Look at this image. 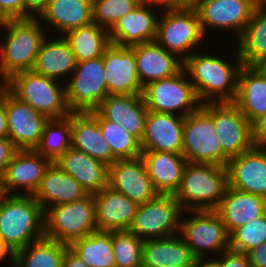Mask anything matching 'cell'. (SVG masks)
Wrapping results in <instances>:
<instances>
[{
    "label": "cell",
    "mask_w": 266,
    "mask_h": 267,
    "mask_svg": "<svg viewBox=\"0 0 266 267\" xmlns=\"http://www.w3.org/2000/svg\"><path fill=\"white\" fill-rule=\"evenodd\" d=\"M15 151L16 149L8 138L0 137V174H4Z\"/></svg>",
    "instance_id": "f6af8a7d"
},
{
    "label": "cell",
    "mask_w": 266,
    "mask_h": 267,
    "mask_svg": "<svg viewBox=\"0 0 266 267\" xmlns=\"http://www.w3.org/2000/svg\"><path fill=\"white\" fill-rule=\"evenodd\" d=\"M237 45L236 53L243 65H256L266 56V0L255 7Z\"/></svg>",
    "instance_id": "836d02e7"
},
{
    "label": "cell",
    "mask_w": 266,
    "mask_h": 267,
    "mask_svg": "<svg viewBox=\"0 0 266 267\" xmlns=\"http://www.w3.org/2000/svg\"><path fill=\"white\" fill-rule=\"evenodd\" d=\"M5 89H6V81L3 78H1L0 79V97Z\"/></svg>",
    "instance_id": "680465c9"
},
{
    "label": "cell",
    "mask_w": 266,
    "mask_h": 267,
    "mask_svg": "<svg viewBox=\"0 0 266 267\" xmlns=\"http://www.w3.org/2000/svg\"><path fill=\"white\" fill-rule=\"evenodd\" d=\"M216 211L231 234L266 213V198L228 186Z\"/></svg>",
    "instance_id": "83f0119b"
},
{
    "label": "cell",
    "mask_w": 266,
    "mask_h": 267,
    "mask_svg": "<svg viewBox=\"0 0 266 267\" xmlns=\"http://www.w3.org/2000/svg\"><path fill=\"white\" fill-rule=\"evenodd\" d=\"M108 95H142L134 50L110 44L103 54Z\"/></svg>",
    "instance_id": "2e32d148"
},
{
    "label": "cell",
    "mask_w": 266,
    "mask_h": 267,
    "mask_svg": "<svg viewBox=\"0 0 266 267\" xmlns=\"http://www.w3.org/2000/svg\"><path fill=\"white\" fill-rule=\"evenodd\" d=\"M183 215H187V220ZM183 215L179 235L196 259L209 258L212 252L214 258L230 248V234L216 210H188Z\"/></svg>",
    "instance_id": "ba28073f"
},
{
    "label": "cell",
    "mask_w": 266,
    "mask_h": 267,
    "mask_svg": "<svg viewBox=\"0 0 266 267\" xmlns=\"http://www.w3.org/2000/svg\"><path fill=\"white\" fill-rule=\"evenodd\" d=\"M229 186L227 167L188 163L173 195L183 211L216 210Z\"/></svg>",
    "instance_id": "277c9868"
},
{
    "label": "cell",
    "mask_w": 266,
    "mask_h": 267,
    "mask_svg": "<svg viewBox=\"0 0 266 267\" xmlns=\"http://www.w3.org/2000/svg\"><path fill=\"white\" fill-rule=\"evenodd\" d=\"M143 241L129 230L112 231L115 267H142Z\"/></svg>",
    "instance_id": "ab89813d"
},
{
    "label": "cell",
    "mask_w": 266,
    "mask_h": 267,
    "mask_svg": "<svg viewBox=\"0 0 266 267\" xmlns=\"http://www.w3.org/2000/svg\"><path fill=\"white\" fill-rule=\"evenodd\" d=\"M62 267H88V265L70 248L65 251Z\"/></svg>",
    "instance_id": "681fc988"
},
{
    "label": "cell",
    "mask_w": 266,
    "mask_h": 267,
    "mask_svg": "<svg viewBox=\"0 0 266 267\" xmlns=\"http://www.w3.org/2000/svg\"><path fill=\"white\" fill-rule=\"evenodd\" d=\"M70 46L76 62L96 59L103 56L111 44L109 30L96 23L79 27L63 35Z\"/></svg>",
    "instance_id": "e575fe53"
},
{
    "label": "cell",
    "mask_w": 266,
    "mask_h": 267,
    "mask_svg": "<svg viewBox=\"0 0 266 267\" xmlns=\"http://www.w3.org/2000/svg\"><path fill=\"white\" fill-rule=\"evenodd\" d=\"M53 39V40H52ZM76 59L63 36L44 39L37 54L32 71L57 81L70 77L76 68Z\"/></svg>",
    "instance_id": "1f68e13d"
},
{
    "label": "cell",
    "mask_w": 266,
    "mask_h": 267,
    "mask_svg": "<svg viewBox=\"0 0 266 267\" xmlns=\"http://www.w3.org/2000/svg\"><path fill=\"white\" fill-rule=\"evenodd\" d=\"M183 210L173 195L159 194L139 204L129 231L143 240L178 235Z\"/></svg>",
    "instance_id": "7c38bea8"
},
{
    "label": "cell",
    "mask_w": 266,
    "mask_h": 267,
    "mask_svg": "<svg viewBox=\"0 0 266 267\" xmlns=\"http://www.w3.org/2000/svg\"><path fill=\"white\" fill-rule=\"evenodd\" d=\"M232 103L251 124L266 115V75L255 65H243L240 69Z\"/></svg>",
    "instance_id": "4316f807"
},
{
    "label": "cell",
    "mask_w": 266,
    "mask_h": 267,
    "mask_svg": "<svg viewBox=\"0 0 266 267\" xmlns=\"http://www.w3.org/2000/svg\"><path fill=\"white\" fill-rule=\"evenodd\" d=\"M93 197L97 230H129L139 206L137 202L115 191L110 186H106Z\"/></svg>",
    "instance_id": "603a6c76"
},
{
    "label": "cell",
    "mask_w": 266,
    "mask_h": 267,
    "mask_svg": "<svg viewBox=\"0 0 266 267\" xmlns=\"http://www.w3.org/2000/svg\"><path fill=\"white\" fill-rule=\"evenodd\" d=\"M200 0H173V9L177 8H194Z\"/></svg>",
    "instance_id": "11a10c76"
},
{
    "label": "cell",
    "mask_w": 266,
    "mask_h": 267,
    "mask_svg": "<svg viewBox=\"0 0 266 267\" xmlns=\"http://www.w3.org/2000/svg\"><path fill=\"white\" fill-rule=\"evenodd\" d=\"M227 171L230 187L266 198V147L231 157Z\"/></svg>",
    "instance_id": "d6986e66"
},
{
    "label": "cell",
    "mask_w": 266,
    "mask_h": 267,
    "mask_svg": "<svg viewBox=\"0 0 266 267\" xmlns=\"http://www.w3.org/2000/svg\"><path fill=\"white\" fill-rule=\"evenodd\" d=\"M195 259L179 234L143 241L142 267H193Z\"/></svg>",
    "instance_id": "4dcf8cb0"
},
{
    "label": "cell",
    "mask_w": 266,
    "mask_h": 267,
    "mask_svg": "<svg viewBox=\"0 0 266 267\" xmlns=\"http://www.w3.org/2000/svg\"><path fill=\"white\" fill-rule=\"evenodd\" d=\"M252 267H266V242L246 252Z\"/></svg>",
    "instance_id": "7dc6e473"
},
{
    "label": "cell",
    "mask_w": 266,
    "mask_h": 267,
    "mask_svg": "<svg viewBox=\"0 0 266 267\" xmlns=\"http://www.w3.org/2000/svg\"><path fill=\"white\" fill-rule=\"evenodd\" d=\"M54 163L72 176L87 194L94 195L108 186L109 166L83 151L70 147Z\"/></svg>",
    "instance_id": "cb8c5ba5"
},
{
    "label": "cell",
    "mask_w": 266,
    "mask_h": 267,
    "mask_svg": "<svg viewBox=\"0 0 266 267\" xmlns=\"http://www.w3.org/2000/svg\"><path fill=\"white\" fill-rule=\"evenodd\" d=\"M252 138L255 146L266 147V115L252 124Z\"/></svg>",
    "instance_id": "bcb514c9"
},
{
    "label": "cell",
    "mask_w": 266,
    "mask_h": 267,
    "mask_svg": "<svg viewBox=\"0 0 266 267\" xmlns=\"http://www.w3.org/2000/svg\"><path fill=\"white\" fill-rule=\"evenodd\" d=\"M87 195V192L72 176L52 162L33 196L45 211L55 205L81 200Z\"/></svg>",
    "instance_id": "f546056e"
},
{
    "label": "cell",
    "mask_w": 266,
    "mask_h": 267,
    "mask_svg": "<svg viewBox=\"0 0 266 267\" xmlns=\"http://www.w3.org/2000/svg\"><path fill=\"white\" fill-rule=\"evenodd\" d=\"M6 88L48 119L63 118L72 112L67 106L64 82L32 70L13 75L6 81Z\"/></svg>",
    "instance_id": "5b68a950"
},
{
    "label": "cell",
    "mask_w": 266,
    "mask_h": 267,
    "mask_svg": "<svg viewBox=\"0 0 266 267\" xmlns=\"http://www.w3.org/2000/svg\"><path fill=\"white\" fill-rule=\"evenodd\" d=\"M93 0H50L47 8L38 17L56 31L65 33L93 22Z\"/></svg>",
    "instance_id": "d6a6232c"
},
{
    "label": "cell",
    "mask_w": 266,
    "mask_h": 267,
    "mask_svg": "<svg viewBox=\"0 0 266 267\" xmlns=\"http://www.w3.org/2000/svg\"><path fill=\"white\" fill-rule=\"evenodd\" d=\"M261 0H200L194 7L206 37L209 29L235 32L236 40L250 21ZM210 27V28H209Z\"/></svg>",
    "instance_id": "9a60e30c"
},
{
    "label": "cell",
    "mask_w": 266,
    "mask_h": 267,
    "mask_svg": "<svg viewBox=\"0 0 266 267\" xmlns=\"http://www.w3.org/2000/svg\"><path fill=\"white\" fill-rule=\"evenodd\" d=\"M108 186L138 204L155 199V190L141 157L116 160L109 166Z\"/></svg>",
    "instance_id": "ac0fdd59"
},
{
    "label": "cell",
    "mask_w": 266,
    "mask_h": 267,
    "mask_svg": "<svg viewBox=\"0 0 266 267\" xmlns=\"http://www.w3.org/2000/svg\"><path fill=\"white\" fill-rule=\"evenodd\" d=\"M234 57L235 64L214 53L201 51L192 53L183 62V69L202 104L234 101L239 71L243 66L238 53Z\"/></svg>",
    "instance_id": "6da1fadb"
},
{
    "label": "cell",
    "mask_w": 266,
    "mask_h": 267,
    "mask_svg": "<svg viewBox=\"0 0 266 267\" xmlns=\"http://www.w3.org/2000/svg\"><path fill=\"white\" fill-rule=\"evenodd\" d=\"M97 231L92 194L81 200L55 205L44 211V234L51 240L70 245L74 240Z\"/></svg>",
    "instance_id": "52a82bcc"
},
{
    "label": "cell",
    "mask_w": 266,
    "mask_h": 267,
    "mask_svg": "<svg viewBox=\"0 0 266 267\" xmlns=\"http://www.w3.org/2000/svg\"><path fill=\"white\" fill-rule=\"evenodd\" d=\"M193 267H220L219 262L215 258H197Z\"/></svg>",
    "instance_id": "db71d44e"
},
{
    "label": "cell",
    "mask_w": 266,
    "mask_h": 267,
    "mask_svg": "<svg viewBox=\"0 0 266 267\" xmlns=\"http://www.w3.org/2000/svg\"><path fill=\"white\" fill-rule=\"evenodd\" d=\"M72 147L107 166L117 159L112 155L98 120L90 112H71Z\"/></svg>",
    "instance_id": "f1b7e54d"
},
{
    "label": "cell",
    "mask_w": 266,
    "mask_h": 267,
    "mask_svg": "<svg viewBox=\"0 0 266 267\" xmlns=\"http://www.w3.org/2000/svg\"><path fill=\"white\" fill-rule=\"evenodd\" d=\"M146 4L157 7L160 10L173 9V0H142Z\"/></svg>",
    "instance_id": "f5cc1de1"
},
{
    "label": "cell",
    "mask_w": 266,
    "mask_h": 267,
    "mask_svg": "<svg viewBox=\"0 0 266 267\" xmlns=\"http://www.w3.org/2000/svg\"><path fill=\"white\" fill-rule=\"evenodd\" d=\"M69 245L41 238L15 253L14 267H62Z\"/></svg>",
    "instance_id": "8d00e7d4"
},
{
    "label": "cell",
    "mask_w": 266,
    "mask_h": 267,
    "mask_svg": "<svg viewBox=\"0 0 266 267\" xmlns=\"http://www.w3.org/2000/svg\"><path fill=\"white\" fill-rule=\"evenodd\" d=\"M142 0H93V23L110 30Z\"/></svg>",
    "instance_id": "60d3db41"
},
{
    "label": "cell",
    "mask_w": 266,
    "mask_h": 267,
    "mask_svg": "<svg viewBox=\"0 0 266 267\" xmlns=\"http://www.w3.org/2000/svg\"><path fill=\"white\" fill-rule=\"evenodd\" d=\"M212 118L200 107L184 117L182 154L188 163L222 166V145Z\"/></svg>",
    "instance_id": "4fadbf2b"
},
{
    "label": "cell",
    "mask_w": 266,
    "mask_h": 267,
    "mask_svg": "<svg viewBox=\"0 0 266 267\" xmlns=\"http://www.w3.org/2000/svg\"><path fill=\"white\" fill-rule=\"evenodd\" d=\"M0 137L8 138V121L4 103L0 100Z\"/></svg>",
    "instance_id": "816d5d0a"
},
{
    "label": "cell",
    "mask_w": 266,
    "mask_h": 267,
    "mask_svg": "<svg viewBox=\"0 0 266 267\" xmlns=\"http://www.w3.org/2000/svg\"><path fill=\"white\" fill-rule=\"evenodd\" d=\"M255 66L259 68L266 75V56L261 61H259Z\"/></svg>",
    "instance_id": "6f0895ef"
},
{
    "label": "cell",
    "mask_w": 266,
    "mask_h": 267,
    "mask_svg": "<svg viewBox=\"0 0 266 267\" xmlns=\"http://www.w3.org/2000/svg\"><path fill=\"white\" fill-rule=\"evenodd\" d=\"M51 163V160L35 150H16L4 172L8 195L33 196Z\"/></svg>",
    "instance_id": "e0dca14e"
},
{
    "label": "cell",
    "mask_w": 266,
    "mask_h": 267,
    "mask_svg": "<svg viewBox=\"0 0 266 267\" xmlns=\"http://www.w3.org/2000/svg\"><path fill=\"white\" fill-rule=\"evenodd\" d=\"M72 147L71 113L63 118L49 119L43 128L35 151L55 162Z\"/></svg>",
    "instance_id": "74e56055"
},
{
    "label": "cell",
    "mask_w": 266,
    "mask_h": 267,
    "mask_svg": "<svg viewBox=\"0 0 266 267\" xmlns=\"http://www.w3.org/2000/svg\"><path fill=\"white\" fill-rule=\"evenodd\" d=\"M201 108L212 118L222 145V166L227 167L231 157L251 150L252 124L232 102L203 103Z\"/></svg>",
    "instance_id": "30bf717a"
},
{
    "label": "cell",
    "mask_w": 266,
    "mask_h": 267,
    "mask_svg": "<svg viewBox=\"0 0 266 267\" xmlns=\"http://www.w3.org/2000/svg\"><path fill=\"white\" fill-rule=\"evenodd\" d=\"M183 127L182 116L148 111L141 150L182 153Z\"/></svg>",
    "instance_id": "44dd1931"
},
{
    "label": "cell",
    "mask_w": 266,
    "mask_h": 267,
    "mask_svg": "<svg viewBox=\"0 0 266 267\" xmlns=\"http://www.w3.org/2000/svg\"><path fill=\"white\" fill-rule=\"evenodd\" d=\"M8 258V259H7ZM9 261V265L14 267L15 252L9 248L0 238V263Z\"/></svg>",
    "instance_id": "f907efd6"
},
{
    "label": "cell",
    "mask_w": 266,
    "mask_h": 267,
    "mask_svg": "<svg viewBox=\"0 0 266 267\" xmlns=\"http://www.w3.org/2000/svg\"><path fill=\"white\" fill-rule=\"evenodd\" d=\"M0 12L8 19L24 18L23 0H0Z\"/></svg>",
    "instance_id": "ee69618b"
},
{
    "label": "cell",
    "mask_w": 266,
    "mask_h": 267,
    "mask_svg": "<svg viewBox=\"0 0 266 267\" xmlns=\"http://www.w3.org/2000/svg\"><path fill=\"white\" fill-rule=\"evenodd\" d=\"M95 110L141 142L148 113L142 95H108Z\"/></svg>",
    "instance_id": "7402d4cb"
},
{
    "label": "cell",
    "mask_w": 266,
    "mask_h": 267,
    "mask_svg": "<svg viewBox=\"0 0 266 267\" xmlns=\"http://www.w3.org/2000/svg\"><path fill=\"white\" fill-rule=\"evenodd\" d=\"M45 237L44 211L31 195H8L0 203V238L15 253Z\"/></svg>",
    "instance_id": "3957f363"
},
{
    "label": "cell",
    "mask_w": 266,
    "mask_h": 267,
    "mask_svg": "<svg viewBox=\"0 0 266 267\" xmlns=\"http://www.w3.org/2000/svg\"><path fill=\"white\" fill-rule=\"evenodd\" d=\"M8 196L5 188L4 174H0V203Z\"/></svg>",
    "instance_id": "9f6ffc18"
},
{
    "label": "cell",
    "mask_w": 266,
    "mask_h": 267,
    "mask_svg": "<svg viewBox=\"0 0 266 267\" xmlns=\"http://www.w3.org/2000/svg\"><path fill=\"white\" fill-rule=\"evenodd\" d=\"M220 267H252L246 253L228 249L214 257Z\"/></svg>",
    "instance_id": "7bdbcfd3"
},
{
    "label": "cell",
    "mask_w": 266,
    "mask_h": 267,
    "mask_svg": "<svg viewBox=\"0 0 266 267\" xmlns=\"http://www.w3.org/2000/svg\"><path fill=\"white\" fill-rule=\"evenodd\" d=\"M50 0H23L24 18L39 17L47 8Z\"/></svg>",
    "instance_id": "c3c4849f"
},
{
    "label": "cell",
    "mask_w": 266,
    "mask_h": 267,
    "mask_svg": "<svg viewBox=\"0 0 266 267\" xmlns=\"http://www.w3.org/2000/svg\"><path fill=\"white\" fill-rule=\"evenodd\" d=\"M99 123L102 134L109 144L112 155L117 160L135 159L141 157L140 142L123 127L105 120L96 110L89 111Z\"/></svg>",
    "instance_id": "f35d334b"
},
{
    "label": "cell",
    "mask_w": 266,
    "mask_h": 267,
    "mask_svg": "<svg viewBox=\"0 0 266 267\" xmlns=\"http://www.w3.org/2000/svg\"><path fill=\"white\" fill-rule=\"evenodd\" d=\"M266 242V213L230 234V249L246 253L253 247Z\"/></svg>",
    "instance_id": "b9f144b4"
},
{
    "label": "cell",
    "mask_w": 266,
    "mask_h": 267,
    "mask_svg": "<svg viewBox=\"0 0 266 267\" xmlns=\"http://www.w3.org/2000/svg\"><path fill=\"white\" fill-rule=\"evenodd\" d=\"M131 48L134 50L139 81L143 87L152 81L176 75L183 68V61L156 41Z\"/></svg>",
    "instance_id": "484cf974"
},
{
    "label": "cell",
    "mask_w": 266,
    "mask_h": 267,
    "mask_svg": "<svg viewBox=\"0 0 266 267\" xmlns=\"http://www.w3.org/2000/svg\"><path fill=\"white\" fill-rule=\"evenodd\" d=\"M142 97L148 111L182 117L192 114L202 105L183 68L176 75L146 84Z\"/></svg>",
    "instance_id": "9c48e42d"
},
{
    "label": "cell",
    "mask_w": 266,
    "mask_h": 267,
    "mask_svg": "<svg viewBox=\"0 0 266 267\" xmlns=\"http://www.w3.org/2000/svg\"><path fill=\"white\" fill-rule=\"evenodd\" d=\"M156 8L141 1L109 30L110 42L118 46L131 47L155 41L160 16L155 14Z\"/></svg>",
    "instance_id": "ffe728a7"
},
{
    "label": "cell",
    "mask_w": 266,
    "mask_h": 267,
    "mask_svg": "<svg viewBox=\"0 0 266 267\" xmlns=\"http://www.w3.org/2000/svg\"><path fill=\"white\" fill-rule=\"evenodd\" d=\"M66 102L72 112L95 110L108 96L103 56L77 62L65 83Z\"/></svg>",
    "instance_id": "8fae6325"
},
{
    "label": "cell",
    "mask_w": 266,
    "mask_h": 267,
    "mask_svg": "<svg viewBox=\"0 0 266 267\" xmlns=\"http://www.w3.org/2000/svg\"><path fill=\"white\" fill-rule=\"evenodd\" d=\"M69 248L88 267H115L112 248V231H94L83 238L74 240Z\"/></svg>",
    "instance_id": "d590c367"
},
{
    "label": "cell",
    "mask_w": 266,
    "mask_h": 267,
    "mask_svg": "<svg viewBox=\"0 0 266 267\" xmlns=\"http://www.w3.org/2000/svg\"><path fill=\"white\" fill-rule=\"evenodd\" d=\"M158 11L163 14L158 18L155 41L184 62L205 39L196 9L181 7Z\"/></svg>",
    "instance_id": "8992f818"
},
{
    "label": "cell",
    "mask_w": 266,
    "mask_h": 267,
    "mask_svg": "<svg viewBox=\"0 0 266 267\" xmlns=\"http://www.w3.org/2000/svg\"><path fill=\"white\" fill-rule=\"evenodd\" d=\"M148 174L155 190L162 195H174L180 187L188 161L182 153L142 151Z\"/></svg>",
    "instance_id": "d4e9b609"
},
{
    "label": "cell",
    "mask_w": 266,
    "mask_h": 267,
    "mask_svg": "<svg viewBox=\"0 0 266 267\" xmlns=\"http://www.w3.org/2000/svg\"><path fill=\"white\" fill-rule=\"evenodd\" d=\"M6 21H7V19L0 12V29L4 26Z\"/></svg>",
    "instance_id": "91938a15"
},
{
    "label": "cell",
    "mask_w": 266,
    "mask_h": 267,
    "mask_svg": "<svg viewBox=\"0 0 266 267\" xmlns=\"http://www.w3.org/2000/svg\"><path fill=\"white\" fill-rule=\"evenodd\" d=\"M8 121V139L16 150H35L45 123L49 120L29 104L19 100L7 88L1 94Z\"/></svg>",
    "instance_id": "5bb4252c"
},
{
    "label": "cell",
    "mask_w": 266,
    "mask_h": 267,
    "mask_svg": "<svg viewBox=\"0 0 266 267\" xmlns=\"http://www.w3.org/2000/svg\"><path fill=\"white\" fill-rule=\"evenodd\" d=\"M43 26L38 17L6 21L0 29L5 33L3 42L0 40V78L7 81L16 73L32 70L41 44L47 37L48 31Z\"/></svg>",
    "instance_id": "7a4b0ae2"
}]
</instances>
